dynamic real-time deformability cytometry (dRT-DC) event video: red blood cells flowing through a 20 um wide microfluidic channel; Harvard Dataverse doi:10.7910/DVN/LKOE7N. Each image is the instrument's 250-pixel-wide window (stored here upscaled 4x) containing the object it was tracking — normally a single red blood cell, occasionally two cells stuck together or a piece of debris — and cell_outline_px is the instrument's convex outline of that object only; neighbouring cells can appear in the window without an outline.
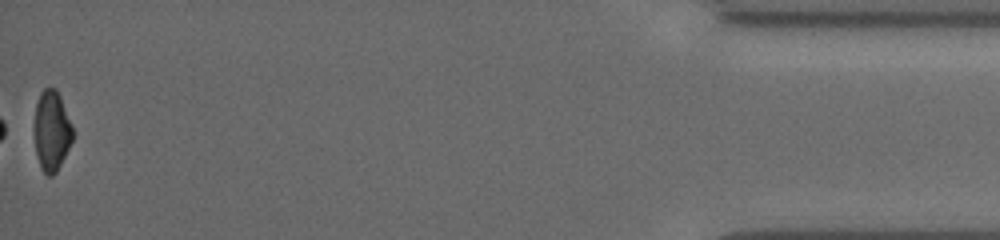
{"species": "common noctule bat (a hibernating species)", "species_latin": "Nyctalus noctula", "temperature_condition": "cold", "stored_images_in_passage": 50, "camera_frame_rate_fps": 3000, "um_per_image_px": 0.085, "animal": {"sex": "female", "body_mass_g": 19.5, "forearm_length_mm": 54.1}, "frame": {"image": 1, "passage_image": 50, "time_ms": 13.0, "image_size_px": [1000, 240], "cell_outline_px": [[72, 140], [56, 172], [52, 176], [48, 176], [40, 168], [36, 156], [32, 128], [36, 104], [40, 92], [44, 88], [56, 88], [60, 96], [72, 124]], "centroid_in_image_um": [4.34, 11.11], "position_along_channel_um": 430.9, "area_um2": 18.26}, "authors_computed_cell_mechanics": {"area_um2": 20.2589, "velocity_mm_per_s": 3.8634, "shape_relaxation_time_tau1_ms": 3.7464, "shape_relaxation_time_tau2_ms": 4.7363, "deformation_change_tau1": 0.0962, "deformation_change_tau2": 0.1104}}